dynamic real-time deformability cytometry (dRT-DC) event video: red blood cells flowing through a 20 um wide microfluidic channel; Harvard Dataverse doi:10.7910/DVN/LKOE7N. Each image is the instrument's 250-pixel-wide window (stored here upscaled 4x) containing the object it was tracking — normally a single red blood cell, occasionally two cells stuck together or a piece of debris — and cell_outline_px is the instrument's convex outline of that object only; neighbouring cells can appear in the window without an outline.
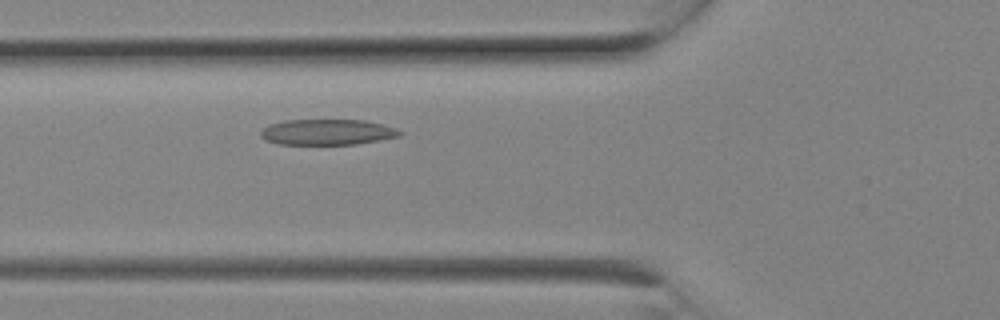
{"species": "Egyptian fruit bat (a non-hibernating species)", "species_latin": "Rousettus aegyptiacus", "temperature_condition": "room temperature", "stored_images_in_passage": 6, "camera_frame_rate_fps": 3000, "um_per_image_px": 0.085, "animal": {"sex": "female"}, "frame": {"image": 1, "passage_image": 6, "time_ms": 1.667, "image_size_px": [1000, 320], "cell_outline_px": [[404, 132], [400, 136], [380, 140], [356, 144], [276, 144], [264, 140], [260, 136], [260, 132], [264, 128], [272, 124], [284, 120], [364, 120], [396, 128]], "centroid_in_image_um": [27.82, 11.23], "position_along_channel_um": 98.0, "area_um2": 20.81}}